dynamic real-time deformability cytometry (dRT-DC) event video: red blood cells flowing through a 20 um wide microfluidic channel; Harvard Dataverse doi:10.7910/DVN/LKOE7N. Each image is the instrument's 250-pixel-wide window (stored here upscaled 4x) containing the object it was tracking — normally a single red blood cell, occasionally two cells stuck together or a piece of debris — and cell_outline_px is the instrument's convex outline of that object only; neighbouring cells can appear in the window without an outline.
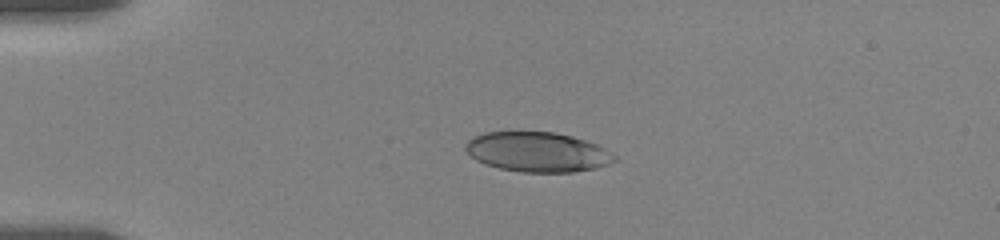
{"species": "human", "species_latin": "Homo sapiens", "temperature_condition": "room temperature", "stored_images_in_passage": 23, "camera_frame_rate_fps": 3000, "um_per_image_px": 0.085, "donor": {"sex": "female"}, "frame": {"image": 1, "passage_image": 1, "time_ms": 0.0, "image_size_px": [1000, 240], "cell_outline_px": [[616, 160], [608, 164], [596, 168], [572, 172], [520, 172], [500, 168], [484, 164], [476, 160], [464, 148], [464, 144], [472, 136], [484, 132], [556, 132], [572, 136], [596, 144], [604, 148], [616, 156]], "centroid_in_image_um": [45.66, 12.91], "position_along_channel_um": 39.3, "area_um2": 34.56}}
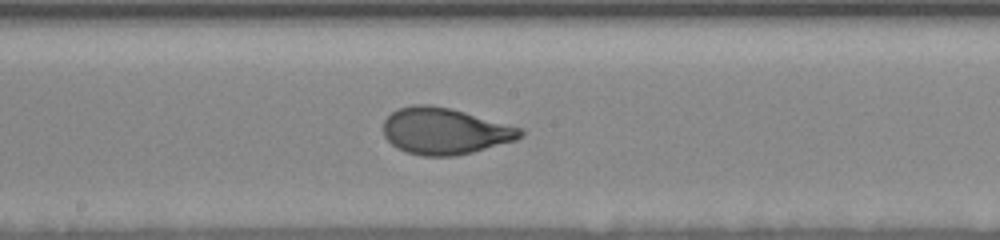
{"frame": {"image": 2, "passage_image": 10, "time_ms": 6.0, "image_size_px": [1000, 240], "cell_outline_px": [[524, 132], [516, 140], [472, 152], [452, 156], [424, 156], [408, 152], [396, 148], [384, 136], [384, 120], [392, 112], [400, 108], [412, 104], [428, 104], [452, 108], [520, 128]], "centroid_in_image_um": [37.77, 11.13], "position_along_channel_um": 210.4, "area_um2": 36.82}}
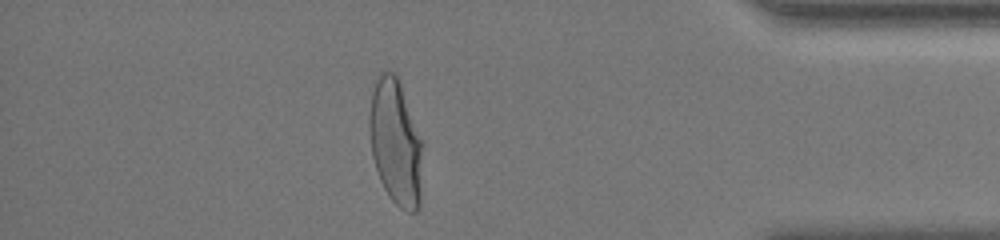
{"frame": {"image": 3, "passage_image": 20, "time_ms": 12.333, "image_size_px": [1000, 240], "cell_outline_px": [[424, 144], [420, 204], [416, 212], [408, 212], [400, 208], [388, 196], [380, 180], [372, 156], [368, 128], [368, 116], [372, 92], [376, 80], [380, 72], [392, 72], [396, 76], [400, 84], [424, 140]], "centroid_in_image_um": [33.65, 12.14], "position_along_channel_um": 401.5, "area_um2": 39.82}, "authors_computed_cell_mechanics": {"area_um2": 36.9342, "velocity_mm_per_s": 3.4874, "shape_relaxation_time_tau1_ms": 3.4151, "shape_relaxation_time_tau2_ms": null, "deformation_change_tau1": 0.1716, "deformation_change_tau2": null}}